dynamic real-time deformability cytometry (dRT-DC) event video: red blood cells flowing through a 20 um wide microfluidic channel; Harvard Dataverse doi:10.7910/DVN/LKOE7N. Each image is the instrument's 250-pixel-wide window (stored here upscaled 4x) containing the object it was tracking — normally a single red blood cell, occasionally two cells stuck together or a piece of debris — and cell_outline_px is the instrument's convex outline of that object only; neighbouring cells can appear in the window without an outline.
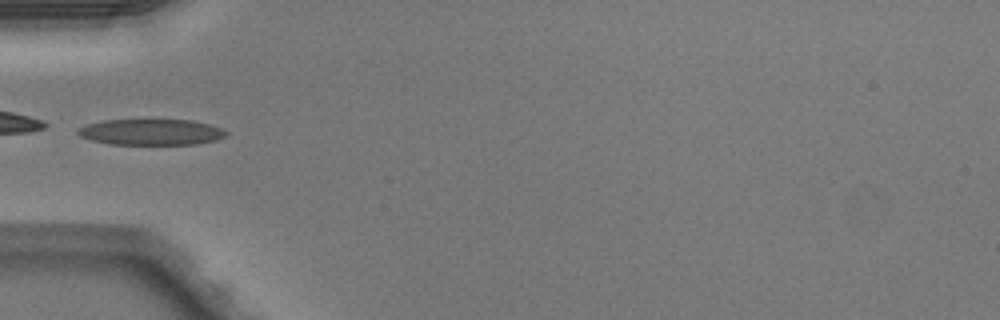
{"species": "Egyptian fruit bat (a non-hibernating species)", "species_latin": "Rousettus aegyptiacus", "temperature_condition": "warm", "stored_images_in_passage": 21, "camera_frame_rate_fps": 3000, "um_per_image_px": 0.085, "animal": {"sex": "male"}, "frame": {"image": 1, "passage_image": 1, "time_ms": 0.0, "image_size_px": [1000, 320], "cell_outline_px": [[228, 136], [216, 140], [196, 144], [108, 144], [92, 140], [80, 136], [76, 132], [76, 128], [88, 124], [104, 120], [192, 120], [208, 124], [220, 128], [228, 132]], "centroid_in_image_um": [12.84, 11.23], "position_along_channel_um": 72.2, "area_um2": 22.43}}
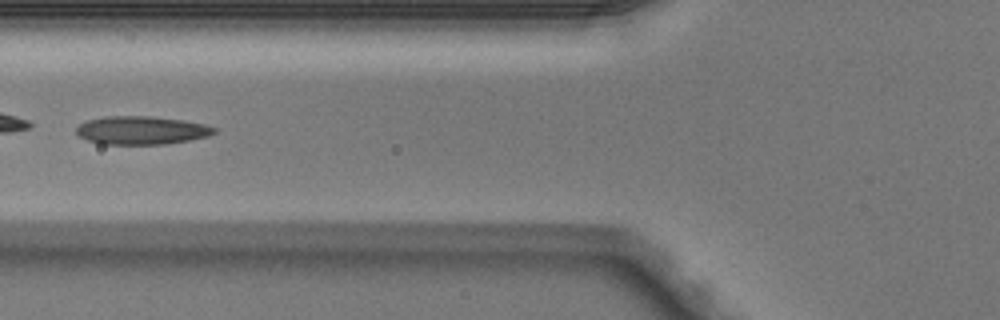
{"frame": {"image": 2, "passage_image": 4, "time_ms": 1.0, "image_size_px": [1000, 320], "cell_outline_px": [[220, 128], [216, 132], [208, 136], [188, 140], [164, 144], [100, 144], [88, 140], [80, 136], [76, 132], [76, 128], [80, 124], [88, 120], [104, 116], [152, 116], [184, 120], [204, 124]], "centroid_in_image_um": [12.06, 11.07], "position_along_channel_um": 113.7, "area_um2": 22.77}}